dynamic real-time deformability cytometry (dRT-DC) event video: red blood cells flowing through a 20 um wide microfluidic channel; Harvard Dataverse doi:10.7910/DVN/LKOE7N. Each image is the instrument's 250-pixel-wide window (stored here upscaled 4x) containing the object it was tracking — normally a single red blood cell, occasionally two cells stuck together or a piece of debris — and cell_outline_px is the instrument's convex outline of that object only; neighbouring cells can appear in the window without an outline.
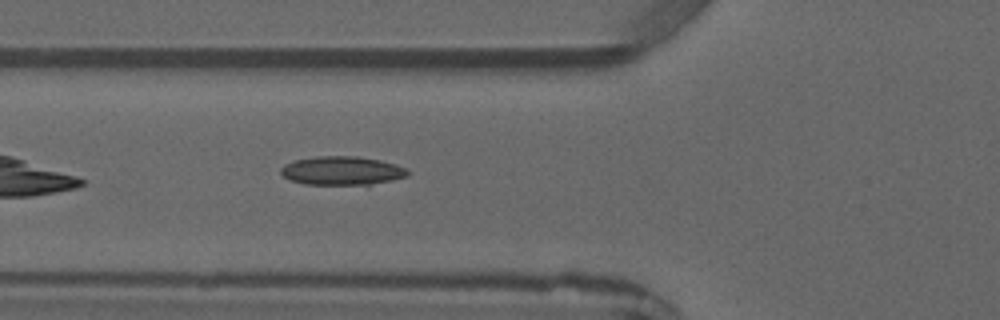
{"species": "common noctule bat (a hibernating species)", "species_latin": "Nyctalus noctula", "temperature_condition": "warm", "stored_images_in_passage": 6, "camera_frame_rate_fps": 3000, "um_per_image_px": 0.085, "animal": {"sex": "male", "forearm_length_mm": 52.5}, "frame": {"image": 1, "passage_image": 6, "time_ms": 7.0, "image_size_px": [1000, 320], "cell_outline_px": [[408, 176], [392, 180], [368, 184], [304, 184], [288, 180], [280, 172], [280, 168], [284, 164], [292, 160], [316, 156], [356, 156], [380, 160], [396, 164], [404, 168], [408, 172]], "centroid_in_image_um": [29.0, 14.5], "position_along_channel_um": 96.8, "area_um2": 21.15}}